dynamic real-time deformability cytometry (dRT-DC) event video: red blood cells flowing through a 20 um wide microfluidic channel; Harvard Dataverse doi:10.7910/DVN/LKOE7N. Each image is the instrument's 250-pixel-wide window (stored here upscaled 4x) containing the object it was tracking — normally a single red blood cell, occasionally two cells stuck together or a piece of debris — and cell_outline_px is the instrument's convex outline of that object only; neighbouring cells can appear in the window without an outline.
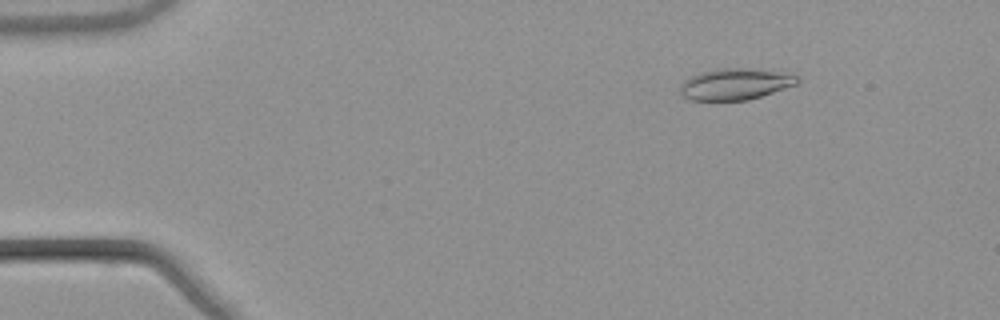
{"species": "common noctule bat (a hibernating species)", "species_latin": "Nyctalus noctula", "temperature_condition": "warm", "stored_images_in_passage": 48, "camera_frame_rate_fps": 3000, "um_per_image_px": 0.085, "animal": {"sex": "male", "body_mass_g": 21.5, "forearm_length_mm": 52.0}, "frame": {"image": 1, "passage_image": 2, "time_ms": 0.333, "image_size_px": [1000, 320], "cell_outline_px": [[800, 80], [796, 84], [748, 100], [688, 100], [680, 96], [680, 84], [688, 76], [700, 72], [716, 68], [748, 68], [776, 72], [800, 76]], "centroid_in_image_um": [62.4, 7.15], "position_along_channel_um": 22.6, "area_um2": 21.44}}
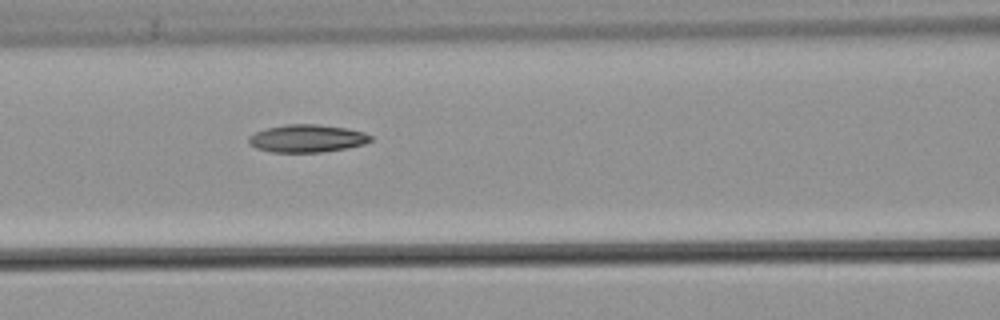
{"frame": {"image": 2, "passage_image": 18, "time_ms": 5.667, "image_size_px": [1000, 320], "cell_outline_px": [[372, 140], [364, 144], [348, 148], [320, 152], [272, 152], [256, 148], [248, 144], [248, 136], [264, 128], [284, 124], [316, 124], [348, 128], [364, 132], [372, 136]], "centroid_in_image_um": [26.08, 11.76], "position_along_channel_um": 140.5, "area_um2": 19.88}}
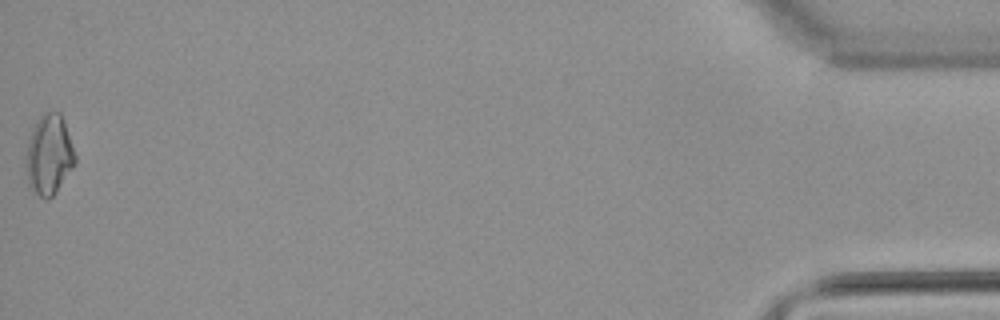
{"frame": {"image": 3, "passage_image": 48, "time_ms": 15.667, "image_size_px": [1000, 320], "cell_outline_px": [[76, 160], [72, 168], [56, 192], [48, 200], [44, 200], [28, 188], [28, 140], [32, 128], [40, 116], [44, 112], [60, 112], [76, 156]], "centroid_in_image_um": [4.17, 13.18], "position_along_channel_um": 431.0, "area_um2": 22.43}, "authors_computed_cell_mechanics": {"area_um2": 19.652, "velocity_mm_per_s": 3.8713, "shape_relaxation_time_tau1_ms": 8.3946, "shape_relaxation_time_tau2_ms": null, "deformation_change_tau1": 0.2098, "deformation_change_tau2": null}}